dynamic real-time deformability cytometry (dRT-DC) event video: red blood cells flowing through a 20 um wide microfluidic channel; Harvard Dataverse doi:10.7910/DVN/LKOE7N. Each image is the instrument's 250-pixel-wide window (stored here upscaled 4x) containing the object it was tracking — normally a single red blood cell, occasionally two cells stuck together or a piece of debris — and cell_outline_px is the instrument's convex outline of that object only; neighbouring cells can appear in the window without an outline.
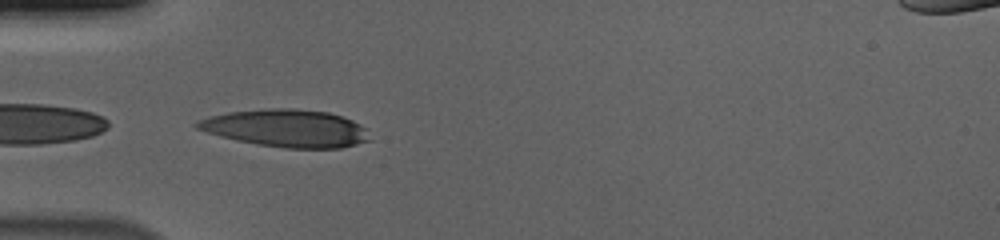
{"species": "human", "species_latin": "Homo sapiens", "temperature_condition": "cold", "stored_images_in_passage": 38, "camera_frame_rate_fps": 3000, "um_per_image_px": 0.085, "donor": {"sex": "male"}, "frame": {"image": 1, "passage_image": 1, "time_ms": 0.0, "image_size_px": [1000, 240], "cell_outline_px": [[372, 140], [340, 148], [284, 148], [256, 144], [236, 140], [220, 136], [196, 128], [192, 124], [196, 120], [208, 116], [228, 112], [272, 108], [296, 108], [328, 112], [352, 120], [360, 124], [364, 128]], "centroid_in_image_um": [24.3, 10.9], "position_along_channel_um": 60.7, "area_um2": 37.8}}
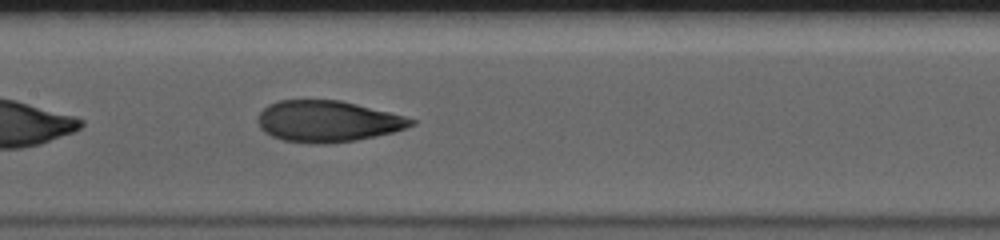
{"frame": {"image": 2, "passage_image": 11, "time_ms": 3.333, "image_size_px": [1000, 240], "cell_outline_px": [[416, 124], [392, 132], [376, 136], [356, 140], [328, 144], [312, 144], [284, 140], [272, 136], [264, 132], [260, 128], [256, 120], [256, 116], [268, 104], [280, 100], [340, 100], [404, 116], [416, 120]], "centroid_in_image_um": [27.8, 10.31], "position_along_channel_um": 179.6, "area_um2": 36.88}}
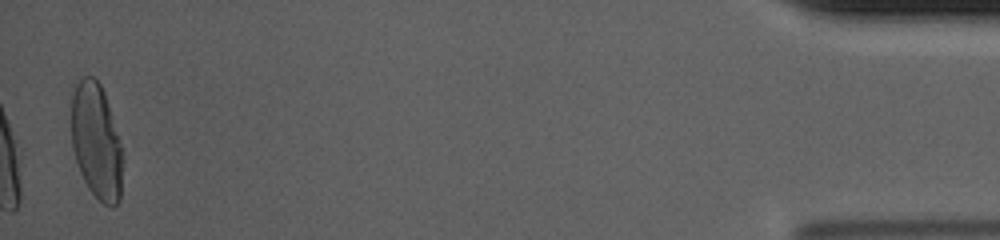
{"frame": {"image": 3, "passage_image": 38, "time_ms": 12.333, "image_size_px": [1000, 240], "cell_outline_px": [[120, 200], [112, 208], [104, 204], [88, 188], [80, 172], [72, 148], [72, 96], [76, 84], [84, 76], [92, 76], [100, 84], [104, 92], [108, 104], [120, 144]], "centroid_in_image_um": [8.16, 12.01], "position_along_channel_um": 427.0, "area_um2": 33.64}, "authors_computed_cell_mechanics": {"area_um2": 36.8764, "velocity_mm_per_s": 3.7016, "shape_relaxation_time_tau1_ms": 5.4378, "shape_relaxation_time_tau2_ms": 1.5179, "deformation_change_tau1": 0.2187, "deformation_change_tau2": 0.0803}}